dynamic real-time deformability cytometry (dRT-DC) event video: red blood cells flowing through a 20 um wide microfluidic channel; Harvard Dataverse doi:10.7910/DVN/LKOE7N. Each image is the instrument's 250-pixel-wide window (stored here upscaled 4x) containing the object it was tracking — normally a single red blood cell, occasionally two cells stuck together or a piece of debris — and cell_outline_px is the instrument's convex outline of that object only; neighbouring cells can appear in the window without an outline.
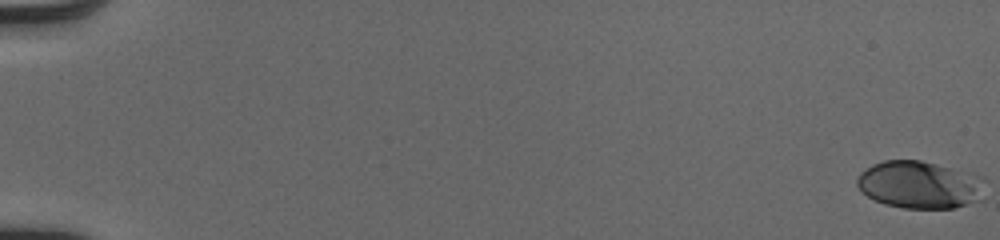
{"species": "human", "species_latin": "Homo sapiens", "temperature_condition": "cold", "stored_images_in_passage": 53, "camera_frame_rate_fps": 3000, "um_per_image_px": 0.085, "donor": {"sex": "male"}, "frame": {"image": 1, "passage_image": 1, "time_ms": 0.0, "image_size_px": [1000, 240], "cell_outline_px": [[984, 200], [952, 208], [904, 208], [884, 204], [860, 192], [856, 184], [856, 180], [860, 172], [872, 164], [884, 160], [920, 160], [984, 176]], "centroid_in_image_um": [78.2, 15.71], "position_along_channel_um": 6.8, "area_um2": 35.84}}
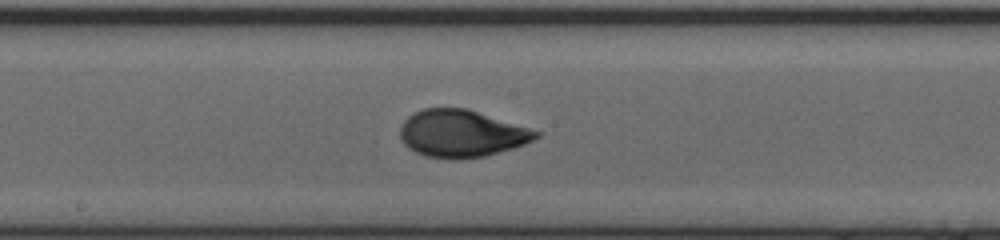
{"frame": {"image": 2, "passage_image": 31, "time_ms": 10.0, "image_size_px": [1000, 240], "cell_outline_px": [[540, 136], [524, 144], [512, 148], [484, 156], [452, 160], [424, 156], [408, 148], [400, 140], [400, 128], [404, 120], [408, 116], [424, 108], [468, 108], [540, 132]], "centroid_in_image_um": [39.18, 11.36], "position_along_channel_um": 209.0, "area_um2": 37.28}}
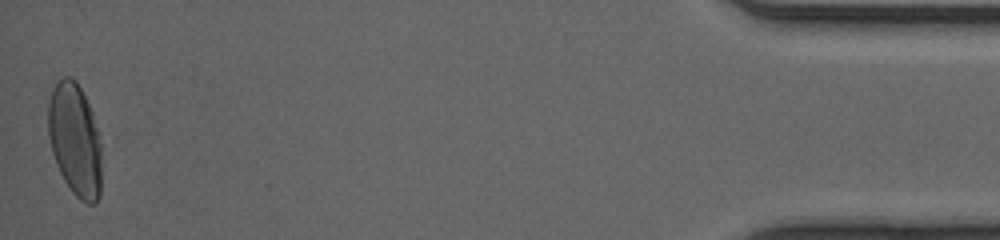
{"frame": {"image": 3, "passage_image": 53, "time_ms": 17.333, "image_size_px": [1000, 240], "cell_outline_px": [[100, 196], [96, 204], [88, 204], [80, 200], [72, 192], [64, 180], [56, 164], [52, 152], [48, 136], [48, 104], [52, 88], [64, 76], [68, 76], [76, 80], [92, 112], [100, 144]], "centroid_in_image_um": [6.35, 11.9], "position_along_channel_um": 428.8, "area_um2": 34.91}, "authors_computed_cell_mechanics": {"area_um2": 35.4314, "velocity_mm_per_s": 4.0922, "shape_relaxation_time_tau1_ms": 2.7386, "shape_relaxation_time_tau2_ms": 0.6645, "deformation_change_tau1": 0.1694, "deformation_change_tau2": 0.0483}}